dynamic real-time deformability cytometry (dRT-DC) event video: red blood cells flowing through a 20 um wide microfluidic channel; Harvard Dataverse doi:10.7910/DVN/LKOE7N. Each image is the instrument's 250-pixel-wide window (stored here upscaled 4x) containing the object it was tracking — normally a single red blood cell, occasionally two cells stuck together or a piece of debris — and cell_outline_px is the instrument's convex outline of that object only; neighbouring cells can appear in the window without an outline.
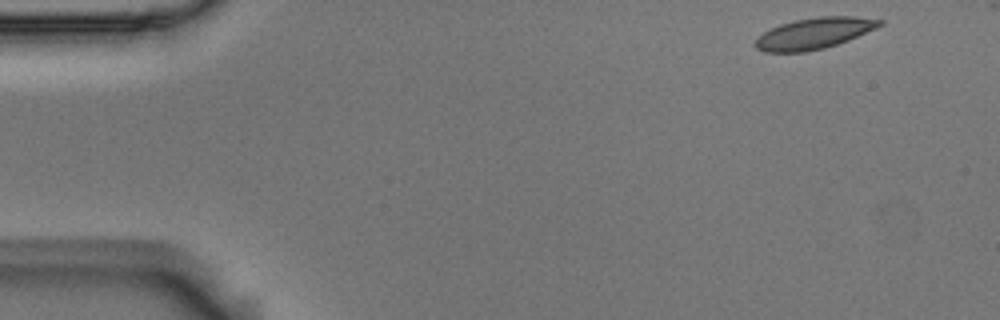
{"species": "Egyptian fruit bat (a non-hibernating species)", "species_latin": "Rousettus aegyptiacus", "temperature_condition": "room temperature", "stored_images_in_passage": 10, "camera_frame_rate_fps": 3000, "um_per_image_px": 0.085, "animal": {"sex": "male"}, "frame": {"image": 1, "passage_image": 1, "time_ms": 0.0, "image_size_px": [1000, 320], "cell_outline_px": [[884, 24], [876, 28], [848, 40], [824, 48], [804, 52], [764, 52], [756, 48], [752, 44], [764, 32], [780, 24], [796, 20], [820, 16], [856, 16], [884, 20]], "centroid_in_image_um": [69.21, 2.83], "position_along_channel_um": 15.8, "area_um2": 22.48}}